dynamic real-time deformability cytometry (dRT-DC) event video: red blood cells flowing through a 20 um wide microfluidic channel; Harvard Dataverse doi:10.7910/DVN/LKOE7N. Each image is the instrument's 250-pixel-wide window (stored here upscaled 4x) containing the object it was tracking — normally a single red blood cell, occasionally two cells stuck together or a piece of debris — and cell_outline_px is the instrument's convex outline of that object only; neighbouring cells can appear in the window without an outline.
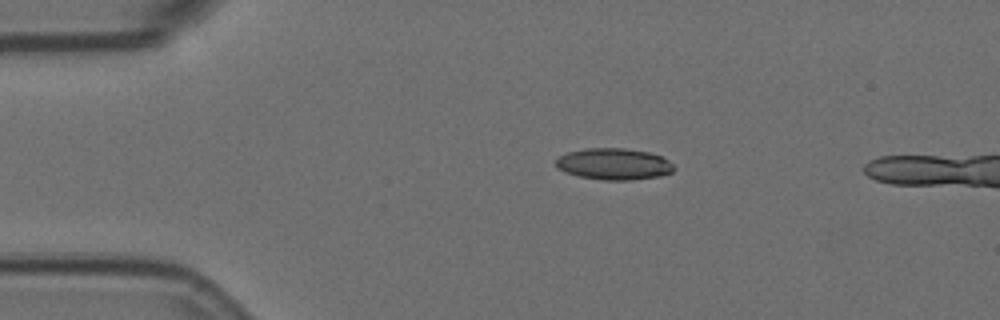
{"species": "Egyptian fruit bat (a non-hibernating species)", "species_latin": "Rousettus aegyptiacus", "temperature_condition": "room temperature", "stored_images_in_passage": 6, "camera_frame_rate_fps": 3000, "um_per_image_px": 0.085, "animal": {"sex": "female"}, "frame": {"image": 1, "passage_image": 4, "time_ms": 1.0, "image_size_px": [1000, 320], "cell_outline_px": [[672, 172], [660, 176], [632, 180], [604, 180], [580, 176], [564, 172], [556, 168], [556, 160], [560, 156], [568, 152], [588, 148], [624, 148], [648, 152], [660, 156], [668, 160], [672, 164]], "centroid_in_image_um": [52.15, 13.94], "position_along_channel_um": 32.8, "area_um2": 21.5}}